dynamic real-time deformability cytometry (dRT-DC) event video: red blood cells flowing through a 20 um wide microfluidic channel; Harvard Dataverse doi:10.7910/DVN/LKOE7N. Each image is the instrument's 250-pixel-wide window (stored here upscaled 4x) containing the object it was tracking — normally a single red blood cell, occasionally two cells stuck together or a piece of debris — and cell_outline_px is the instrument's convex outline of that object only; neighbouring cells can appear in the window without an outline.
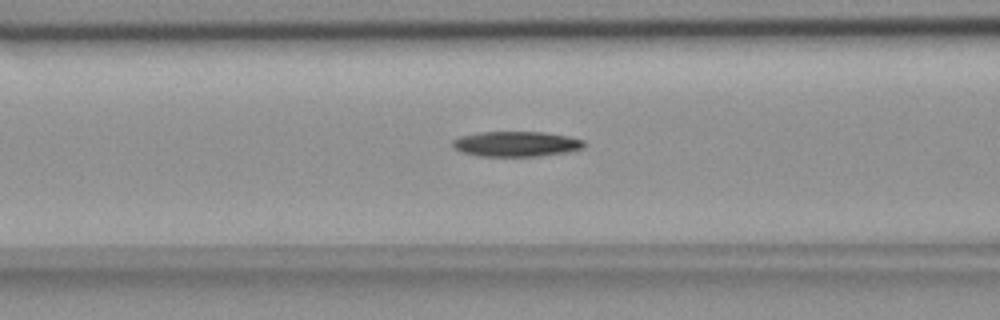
{"species": "common noctule bat (a hibernating species)", "species_latin": "Nyctalus noctula", "temperature_condition": "room temperature", "stored_images_in_passage": 55, "camera_frame_rate_fps": 3000, "um_per_image_px": 0.085, "animal": {"sex": "female", "body_mass_g": 18.4}, "frame": {"image": 1, "passage_image": 22, "time_ms": 7.0, "image_size_px": [1000, 320], "cell_outline_px": [[588, 144], [584, 148], [564, 152], [540, 156], [476, 156], [452, 148], [452, 140], [460, 136], [480, 132], [544, 132], [568, 136], [584, 140]], "centroid_in_image_um": [43.88, 12.23], "position_along_channel_um": 122.7, "area_um2": 19.42}}
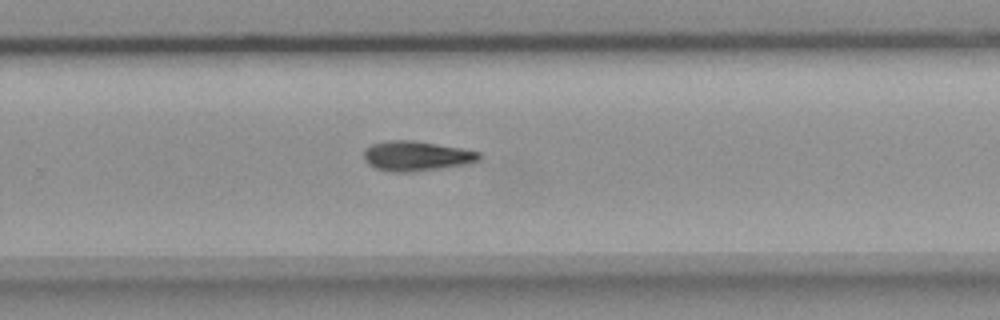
{"frame": {"image": 2, "passage_image": 36, "time_ms": 11.667, "image_size_px": [1000, 320], "cell_outline_px": [[480, 160], [464, 164], [412, 172], [396, 172], [376, 168], [368, 164], [364, 160], [364, 148], [372, 144], [388, 140], [412, 140], [460, 148], [480, 152]], "centroid_in_image_um": [35.35, 13.25], "position_along_channel_um": 294.5, "area_um2": 19.83}}
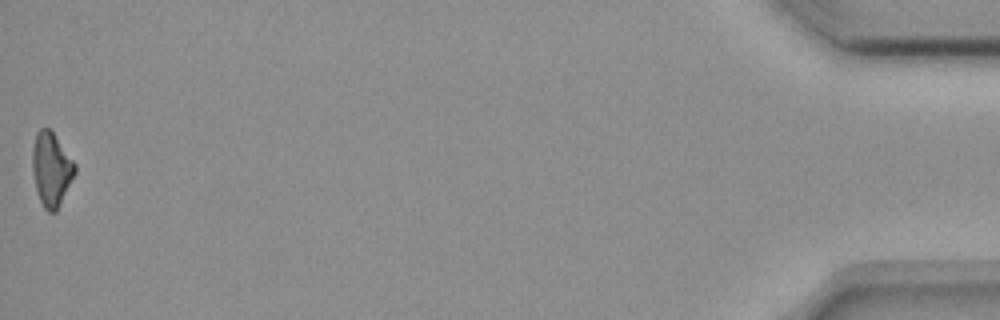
{"frame": {"image": 3, "passage_image": 55, "time_ms": 18.0, "image_size_px": [1000, 320], "cell_outline_px": [[76, 172], [56, 212], [48, 212], [44, 208], [40, 200], [36, 188], [32, 172], [32, 152], [36, 132], [40, 128], [48, 128], [52, 132], [76, 164]], "centroid_in_image_um": [4.35, 14.39], "position_along_channel_um": 430.8, "area_um2": 18.09}, "authors_computed_cell_mechanics": {"area_um2": 18.9584, "velocity_mm_per_s": 3.6868, "shape_relaxation_time_tau1_ms": 6.7945, "shape_relaxation_time_tau2_ms": null, "deformation_change_tau1": 0.1667, "deformation_change_tau2": null}}